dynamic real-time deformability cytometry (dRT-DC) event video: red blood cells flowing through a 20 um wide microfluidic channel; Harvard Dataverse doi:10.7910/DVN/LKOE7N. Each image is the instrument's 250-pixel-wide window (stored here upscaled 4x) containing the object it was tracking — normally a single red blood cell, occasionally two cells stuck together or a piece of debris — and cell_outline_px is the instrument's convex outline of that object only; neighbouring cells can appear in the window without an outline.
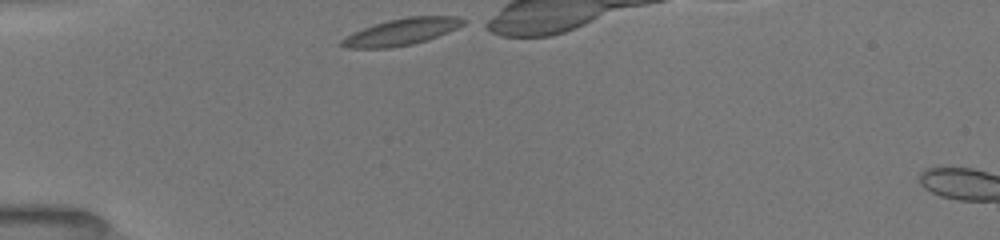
{"species": "common noctule bat (a hibernating species)", "species_latin": "Nyctalus noctula", "temperature_condition": "room temperature", "stored_images_in_passage": 2, "camera_frame_rate_fps": 3000, "um_per_image_px": 0.085, "animal": {"sex": "female", "body_mass_g": 19.5, "forearm_length_mm": 54.1}, "frame": {"image": 1, "passage_image": 1, "time_ms": 0.0, "image_size_px": [1000, 240], "cell_outline_px": [[464, 24], [456, 28], [436, 36], [412, 44], [388, 48], [348, 48], [340, 44], [340, 40], [352, 32], [388, 20], [408, 16], [456, 16], [464, 20]], "centroid_in_image_um": [34.08, 2.7], "position_along_channel_um": 50.9, "area_um2": 18.5}}